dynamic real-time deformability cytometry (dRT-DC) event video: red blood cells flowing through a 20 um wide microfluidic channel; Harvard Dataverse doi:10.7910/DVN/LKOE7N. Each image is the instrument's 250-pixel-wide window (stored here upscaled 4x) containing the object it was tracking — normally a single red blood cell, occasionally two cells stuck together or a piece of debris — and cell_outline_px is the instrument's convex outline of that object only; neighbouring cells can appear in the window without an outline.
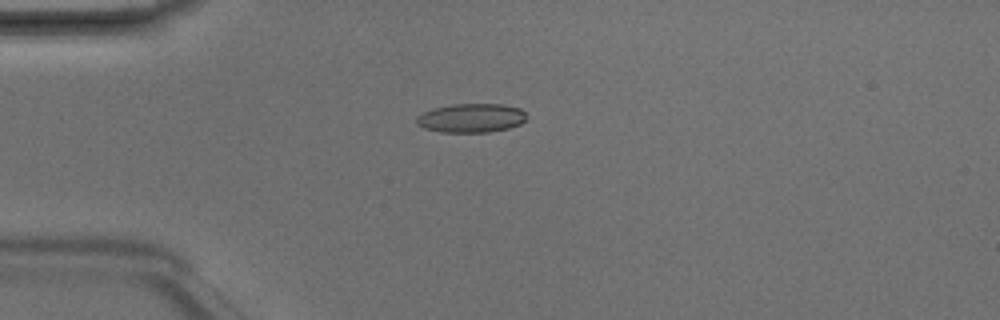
{"species": "Egyptian fruit bat (a non-hibernating species)", "species_latin": "Rousettus aegyptiacus", "temperature_condition": "room temperature", "stored_images_in_passage": 4, "camera_frame_rate_fps": 3000, "um_per_image_px": 0.085, "animal": {"sex": "male"}, "frame": {"image": 1, "passage_image": 4, "time_ms": 1.0, "image_size_px": [1000, 320], "cell_outline_px": [[524, 120], [520, 124], [508, 128], [488, 132], [440, 132], [424, 128], [416, 124], [416, 116], [432, 108], [452, 104], [500, 104], [520, 108], [524, 112]], "centroid_in_image_um": [40.0, 10.03], "position_along_channel_um": 45.0, "area_um2": 18.5}}